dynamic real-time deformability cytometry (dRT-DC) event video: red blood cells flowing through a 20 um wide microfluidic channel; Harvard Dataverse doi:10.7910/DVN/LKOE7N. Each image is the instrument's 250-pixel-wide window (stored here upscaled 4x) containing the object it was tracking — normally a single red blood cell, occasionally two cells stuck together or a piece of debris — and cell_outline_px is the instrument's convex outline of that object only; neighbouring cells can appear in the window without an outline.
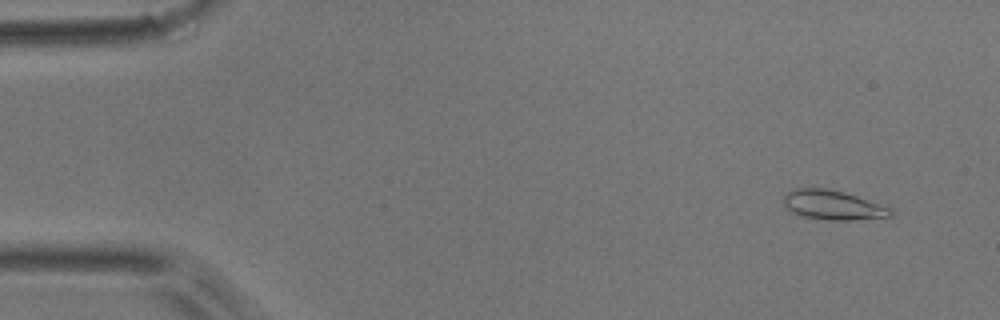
{"species": "common noctule bat (a hibernating species)", "species_latin": "Nyctalus noctula", "temperature_condition": "room temperature", "stored_images_in_passage": 5, "camera_frame_rate_fps": 3000, "um_per_image_px": 0.085, "animal": {"sex": "male", "body_mass_g": 17.9}, "frame": {"image": 1, "passage_image": 2, "time_ms": 0.333, "image_size_px": [1000, 320], "cell_outline_px": [[896, 216], [852, 220], [828, 220], [800, 216], [788, 212], [784, 204], [784, 196], [792, 188], [828, 188], [844, 192], [892, 208]], "centroid_in_image_um": [70.79, 17.44], "position_along_channel_um": 14.2, "area_um2": 18.67}}